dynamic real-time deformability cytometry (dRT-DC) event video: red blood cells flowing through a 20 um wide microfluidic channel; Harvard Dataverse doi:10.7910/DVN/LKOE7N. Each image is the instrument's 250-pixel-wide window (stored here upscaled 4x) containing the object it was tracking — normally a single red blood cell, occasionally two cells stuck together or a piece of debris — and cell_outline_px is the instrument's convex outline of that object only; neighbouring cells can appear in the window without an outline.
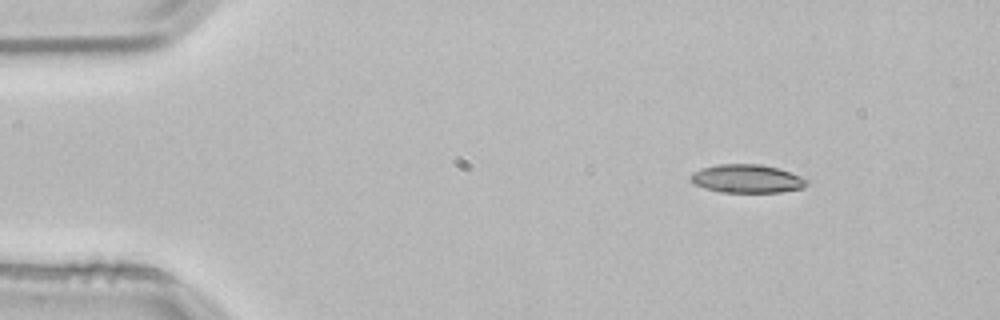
{"species": "common noctule bat (a hibernating species)", "species_latin": "Nyctalus noctula", "temperature_condition": "room temperature", "stored_images_in_passage": 3, "camera_frame_rate_fps": 3000, "um_per_image_px": 0.085, "animal": {"sex": "male", "body_mass_g": 21.5, "forearm_length_mm": 52.0}, "frame": {"image": 1, "passage_image": 1, "time_ms": 0.0, "image_size_px": [1000, 320], "cell_outline_px": [[808, 184], [804, 188], [780, 192], [720, 192], [704, 188], [688, 180], [688, 176], [692, 172], [700, 168], [716, 164], [760, 164], [780, 168], [800, 176], [808, 180]], "centroid_in_image_um": [63.46, 15.18], "position_along_channel_um": 21.5, "area_um2": 19.48}}
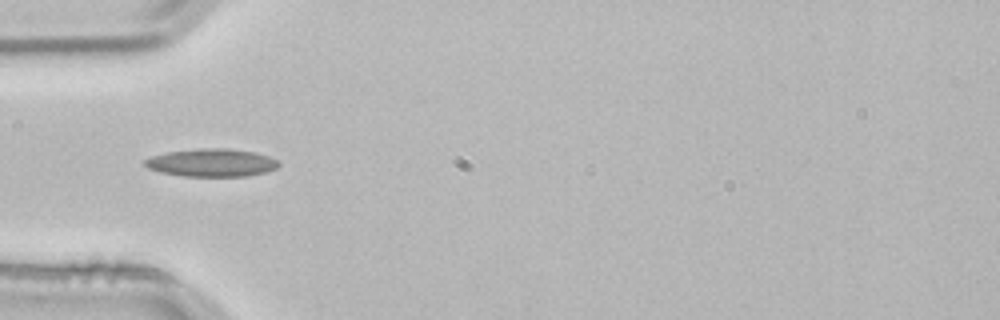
{"frame": {"image": 2, "passage_image": 3, "time_ms": 0.667, "image_size_px": [1000, 320], "cell_outline_px": [[280, 164], [276, 168], [268, 172], [244, 176], [184, 176], [160, 172], [148, 168], [144, 164], [144, 160], [152, 156], [168, 152], [204, 148], [228, 148], [256, 152], [268, 156], [276, 160]], "centroid_in_image_um": [18.01, 13.83], "position_along_channel_um": 67.0, "area_um2": 21.68}}